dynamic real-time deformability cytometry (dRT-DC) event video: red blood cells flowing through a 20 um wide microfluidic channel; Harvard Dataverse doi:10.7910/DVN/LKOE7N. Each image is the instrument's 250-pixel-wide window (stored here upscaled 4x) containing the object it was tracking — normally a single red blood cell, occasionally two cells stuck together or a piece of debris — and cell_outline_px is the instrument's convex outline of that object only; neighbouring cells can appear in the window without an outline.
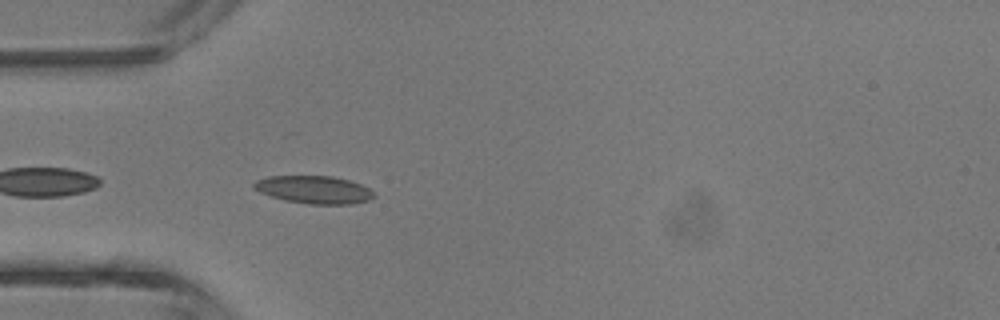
{"species": "common noctule bat (a hibernating species)", "species_latin": "Nyctalus noctula", "temperature_condition": "room temperature", "stored_images_in_passage": 3, "camera_frame_rate_fps": 3000, "um_per_image_px": 0.085, "animal": {"sex": "male", "body_mass_g": 13.3}, "frame": {"image": 1, "passage_image": 3, "time_ms": 2.333, "image_size_px": [1000, 320], "cell_outline_px": [[376, 196], [368, 200], [352, 204], [308, 204], [284, 200], [260, 192], [252, 188], [252, 184], [256, 180], [268, 176], [332, 176], [348, 180], [360, 184], [368, 188]], "centroid_in_image_um": [26.66, 16.12], "position_along_channel_um": 58.3, "area_um2": 19.36}}